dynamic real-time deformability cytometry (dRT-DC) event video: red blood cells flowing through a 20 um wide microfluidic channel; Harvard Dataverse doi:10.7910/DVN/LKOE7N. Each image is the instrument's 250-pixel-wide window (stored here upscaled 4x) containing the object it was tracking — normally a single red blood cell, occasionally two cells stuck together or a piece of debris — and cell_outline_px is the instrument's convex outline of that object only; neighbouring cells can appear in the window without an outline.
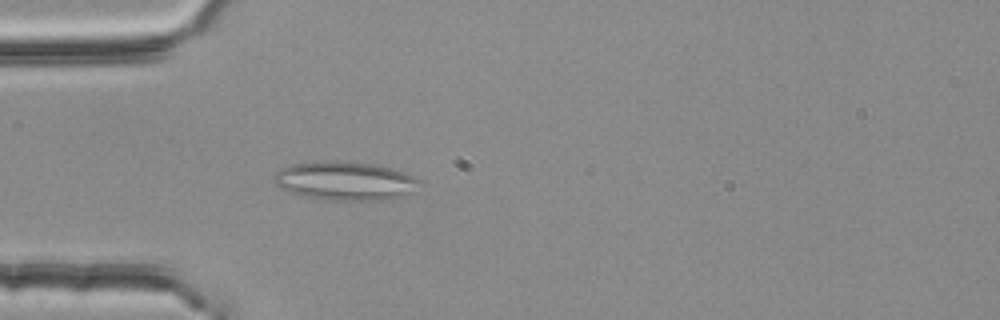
{"species": "common noctule bat (a hibernating species)", "species_latin": "Nyctalus noctula", "temperature_condition": "room temperature", "stored_images_in_passage": 53, "camera_frame_rate_fps": 3000, "um_per_image_px": 0.085, "animal": {"sex": "female", "body_mass_g": 25.1}, "frame": {"image": 1, "passage_image": 15, "time_ms": 4.667, "image_size_px": [1000, 320], "cell_outline_px": [[424, 184], [412, 192], [404, 196], [392, 200], [328, 200], [300, 196], [280, 188], [276, 184], [276, 172], [280, 168], [292, 164], [336, 160], [340, 160], [372, 164], [392, 168], [404, 172], [420, 180]], "centroid_in_image_um": [29.39, 15.39], "position_along_channel_um": 55.6, "area_um2": 33.12}}
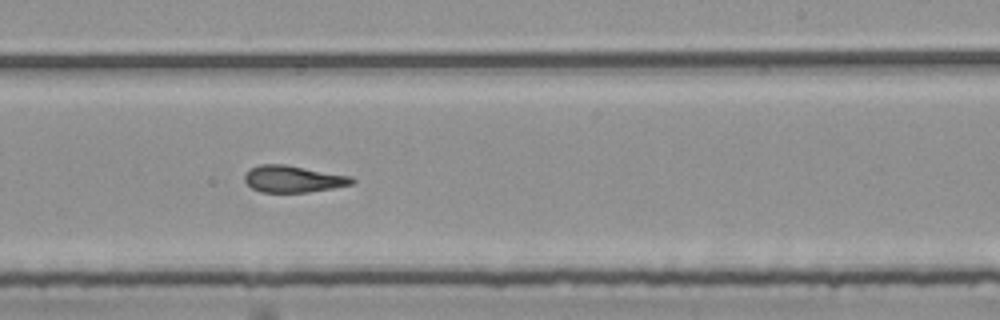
{"frame": {"image": 2, "passage_image": 32, "time_ms": 10.333, "image_size_px": [1000, 320], "cell_outline_px": [[356, 180], [352, 184], [332, 188], [308, 192], [260, 192], [252, 188], [244, 180], [244, 176], [248, 168], [260, 164], [284, 164], [352, 176]], "centroid_in_image_um": [24.9, 15.2], "position_along_channel_um": 264.1, "area_um2": 16.82}}
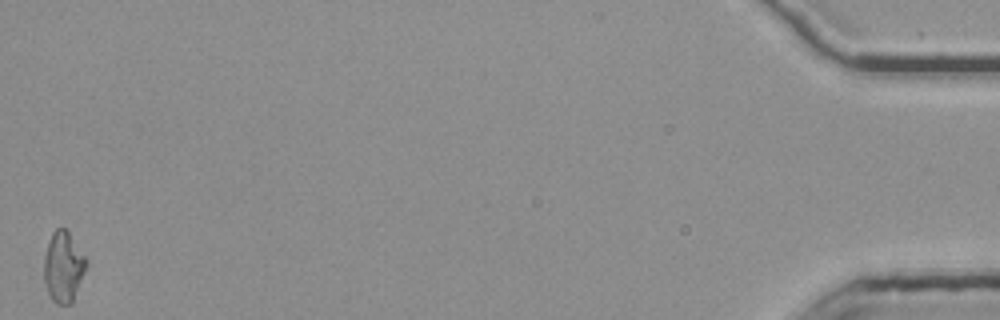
{"frame": {"image": 3, "passage_image": 53, "time_ms": 17.333, "image_size_px": [1000, 320], "cell_outline_px": [[88, 264], [72, 304], [56, 304], [52, 300], [48, 292], [44, 280], [44, 256], [52, 232], [56, 228], [64, 228], [68, 232], [88, 260]], "centroid_in_image_um": [5.4, 22.71], "position_along_channel_um": 429.8, "area_um2": 17.4}, "authors_computed_cell_mechanics": {"area_um2": 17.3978, "velocity_mm_per_s": 3.7793, "shape_relaxation_time_tau1_ms": null, "shape_relaxation_time_tau2_ms": 2.5034, "deformation_change_tau1": null, "deformation_change_tau2": 0.1238}}